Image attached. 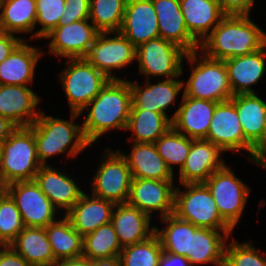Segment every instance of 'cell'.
Here are the masks:
<instances>
[{"label": "cell", "instance_id": "d6a6232c", "mask_svg": "<svg viewBox=\"0 0 266 266\" xmlns=\"http://www.w3.org/2000/svg\"><path fill=\"white\" fill-rule=\"evenodd\" d=\"M45 232L56 261L82 256L83 236L65 216L62 220L48 224Z\"/></svg>", "mask_w": 266, "mask_h": 266}, {"label": "cell", "instance_id": "74e56055", "mask_svg": "<svg viewBox=\"0 0 266 266\" xmlns=\"http://www.w3.org/2000/svg\"><path fill=\"white\" fill-rule=\"evenodd\" d=\"M192 142V138L171 127L154 144L159 155L174 173L172 165H179V171L181 170L190 152Z\"/></svg>", "mask_w": 266, "mask_h": 266}, {"label": "cell", "instance_id": "30bf717a", "mask_svg": "<svg viewBox=\"0 0 266 266\" xmlns=\"http://www.w3.org/2000/svg\"><path fill=\"white\" fill-rule=\"evenodd\" d=\"M187 52L180 46L161 37L141 43L136 47L140 72L147 76L178 78L183 73L182 61Z\"/></svg>", "mask_w": 266, "mask_h": 266}, {"label": "cell", "instance_id": "1f68e13d", "mask_svg": "<svg viewBox=\"0 0 266 266\" xmlns=\"http://www.w3.org/2000/svg\"><path fill=\"white\" fill-rule=\"evenodd\" d=\"M171 127L172 118L160 112L131 109L126 130L133 132V143H155Z\"/></svg>", "mask_w": 266, "mask_h": 266}, {"label": "cell", "instance_id": "603a6c76", "mask_svg": "<svg viewBox=\"0 0 266 266\" xmlns=\"http://www.w3.org/2000/svg\"><path fill=\"white\" fill-rule=\"evenodd\" d=\"M158 19L160 37L170 41L187 53L199 49V44L187 30L179 0H152Z\"/></svg>", "mask_w": 266, "mask_h": 266}, {"label": "cell", "instance_id": "db71d44e", "mask_svg": "<svg viewBox=\"0 0 266 266\" xmlns=\"http://www.w3.org/2000/svg\"><path fill=\"white\" fill-rule=\"evenodd\" d=\"M5 0H0V9L2 10V7L4 5Z\"/></svg>", "mask_w": 266, "mask_h": 266}, {"label": "cell", "instance_id": "7dc6e473", "mask_svg": "<svg viewBox=\"0 0 266 266\" xmlns=\"http://www.w3.org/2000/svg\"><path fill=\"white\" fill-rule=\"evenodd\" d=\"M248 157L252 159L253 163L266 168V128L262 138L253 147L251 155Z\"/></svg>", "mask_w": 266, "mask_h": 266}, {"label": "cell", "instance_id": "5b68a950", "mask_svg": "<svg viewBox=\"0 0 266 266\" xmlns=\"http://www.w3.org/2000/svg\"><path fill=\"white\" fill-rule=\"evenodd\" d=\"M197 53L198 50L192 51L185 57L192 71L188 81L186 83L183 81V85L186 84L183 88V95L214 102L230 100L233 92L224 61L209 58L203 53L200 54L199 61Z\"/></svg>", "mask_w": 266, "mask_h": 266}, {"label": "cell", "instance_id": "7a4b0ae2", "mask_svg": "<svg viewBox=\"0 0 266 266\" xmlns=\"http://www.w3.org/2000/svg\"><path fill=\"white\" fill-rule=\"evenodd\" d=\"M250 15H226L199 45L204 55L225 61L261 49L266 44V33Z\"/></svg>", "mask_w": 266, "mask_h": 266}, {"label": "cell", "instance_id": "d4e9b609", "mask_svg": "<svg viewBox=\"0 0 266 266\" xmlns=\"http://www.w3.org/2000/svg\"><path fill=\"white\" fill-rule=\"evenodd\" d=\"M150 220L147 214L128 203L116 204L111 224L115 228L121 247L143 242L152 236L155 226L151 227Z\"/></svg>", "mask_w": 266, "mask_h": 266}, {"label": "cell", "instance_id": "484cf974", "mask_svg": "<svg viewBox=\"0 0 266 266\" xmlns=\"http://www.w3.org/2000/svg\"><path fill=\"white\" fill-rule=\"evenodd\" d=\"M230 100L236 107L244 133V150L251 155L266 128V102L255 93L235 95Z\"/></svg>", "mask_w": 266, "mask_h": 266}, {"label": "cell", "instance_id": "b9f144b4", "mask_svg": "<svg viewBox=\"0 0 266 266\" xmlns=\"http://www.w3.org/2000/svg\"><path fill=\"white\" fill-rule=\"evenodd\" d=\"M64 8L65 0H36V24L41 29L35 32V38H44L60 25Z\"/></svg>", "mask_w": 266, "mask_h": 266}, {"label": "cell", "instance_id": "f35d334b", "mask_svg": "<svg viewBox=\"0 0 266 266\" xmlns=\"http://www.w3.org/2000/svg\"><path fill=\"white\" fill-rule=\"evenodd\" d=\"M163 249L158 236L154 233L147 240L122 248V266H158Z\"/></svg>", "mask_w": 266, "mask_h": 266}, {"label": "cell", "instance_id": "8992f818", "mask_svg": "<svg viewBox=\"0 0 266 266\" xmlns=\"http://www.w3.org/2000/svg\"><path fill=\"white\" fill-rule=\"evenodd\" d=\"M186 191L175 187L174 212L180 220L196 227L233 230L220 216L212 194L205 183L183 184Z\"/></svg>", "mask_w": 266, "mask_h": 266}, {"label": "cell", "instance_id": "5bb4252c", "mask_svg": "<svg viewBox=\"0 0 266 266\" xmlns=\"http://www.w3.org/2000/svg\"><path fill=\"white\" fill-rule=\"evenodd\" d=\"M99 31L89 19L59 25L44 37L51 39L48 44L50 53L67 57V59L82 58L89 45L95 41Z\"/></svg>", "mask_w": 266, "mask_h": 266}, {"label": "cell", "instance_id": "277c9868", "mask_svg": "<svg viewBox=\"0 0 266 266\" xmlns=\"http://www.w3.org/2000/svg\"><path fill=\"white\" fill-rule=\"evenodd\" d=\"M41 166L33 127H17L1 144L3 182L32 181Z\"/></svg>", "mask_w": 266, "mask_h": 266}, {"label": "cell", "instance_id": "d590c367", "mask_svg": "<svg viewBox=\"0 0 266 266\" xmlns=\"http://www.w3.org/2000/svg\"><path fill=\"white\" fill-rule=\"evenodd\" d=\"M122 247L111 224L100 226L83 237L82 256L92 260L119 256Z\"/></svg>", "mask_w": 266, "mask_h": 266}, {"label": "cell", "instance_id": "7402d4cb", "mask_svg": "<svg viewBox=\"0 0 266 266\" xmlns=\"http://www.w3.org/2000/svg\"><path fill=\"white\" fill-rule=\"evenodd\" d=\"M35 183L48 197L56 209H64L66 214L84 193L73 178L56 168L42 165L34 177Z\"/></svg>", "mask_w": 266, "mask_h": 266}, {"label": "cell", "instance_id": "60d3db41", "mask_svg": "<svg viewBox=\"0 0 266 266\" xmlns=\"http://www.w3.org/2000/svg\"><path fill=\"white\" fill-rule=\"evenodd\" d=\"M226 244L224 266H266V257L252 245V242Z\"/></svg>", "mask_w": 266, "mask_h": 266}, {"label": "cell", "instance_id": "83f0119b", "mask_svg": "<svg viewBox=\"0 0 266 266\" xmlns=\"http://www.w3.org/2000/svg\"><path fill=\"white\" fill-rule=\"evenodd\" d=\"M42 55L40 49L30 46L27 40H23L0 63V85L27 86L28 83H33L35 67Z\"/></svg>", "mask_w": 266, "mask_h": 266}, {"label": "cell", "instance_id": "bcb514c9", "mask_svg": "<svg viewBox=\"0 0 266 266\" xmlns=\"http://www.w3.org/2000/svg\"><path fill=\"white\" fill-rule=\"evenodd\" d=\"M24 40L11 33L0 31V63Z\"/></svg>", "mask_w": 266, "mask_h": 266}, {"label": "cell", "instance_id": "f907efd6", "mask_svg": "<svg viewBox=\"0 0 266 266\" xmlns=\"http://www.w3.org/2000/svg\"><path fill=\"white\" fill-rule=\"evenodd\" d=\"M55 266H91V260L81 256L77 258L59 260L56 262Z\"/></svg>", "mask_w": 266, "mask_h": 266}, {"label": "cell", "instance_id": "f546056e", "mask_svg": "<svg viewBox=\"0 0 266 266\" xmlns=\"http://www.w3.org/2000/svg\"><path fill=\"white\" fill-rule=\"evenodd\" d=\"M231 232L233 230L198 227L191 233V254L187 258L191 265L213 263L216 266H224L226 240Z\"/></svg>", "mask_w": 266, "mask_h": 266}, {"label": "cell", "instance_id": "7c38bea8", "mask_svg": "<svg viewBox=\"0 0 266 266\" xmlns=\"http://www.w3.org/2000/svg\"><path fill=\"white\" fill-rule=\"evenodd\" d=\"M6 192L14 200L25 227L45 228L56 221L57 209L34 180L10 183Z\"/></svg>", "mask_w": 266, "mask_h": 266}, {"label": "cell", "instance_id": "ffe728a7", "mask_svg": "<svg viewBox=\"0 0 266 266\" xmlns=\"http://www.w3.org/2000/svg\"><path fill=\"white\" fill-rule=\"evenodd\" d=\"M266 44L250 54L232 57L224 61L233 96L254 94L253 84L266 73Z\"/></svg>", "mask_w": 266, "mask_h": 266}, {"label": "cell", "instance_id": "ac0fdd59", "mask_svg": "<svg viewBox=\"0 0 266 266\" xmlns=\"http://www.w3.org/2000/svg\"><path fill=\"white\" fill-rule=\"evenodd\" d=\"M205 139L219 146L224 152L244 150V133L236 107L231 100L217 103Z\"/></svg>", "mask_w": 266, "mask_h": 266}, {"label": "cell", "instance_id": "9c48e42d", "mask_svg": "<svg viewBox=\"0 0 266 266\" xmlns=\"http://www.w3.org/2000/svg\"><path fill=\"white\" fill-rule=\"evenodd\" d=\"M92 180V195L116 204L127 203L131 187V171L122 154L110 148Z\"/></svg>", "mask_w": 266, "mask_h": 266}, {"label": "cell", "instance_id": "d6986e66", "mask_svg": "<svg viewBox=\"0 0 266 266\" xmlns=\"http://www.w3.org/2000/svg\"><path fill=\"white\" fill-rule=\"evenodd\" d=\"M39 102V96L29 86L0 85V115L17 127H28L35 122L40 115L35 110Z\"/></svg>", "mask_w": 266, "mask_h": 266}, {"label": "cell", "instance_id": "11a10c76", "mask_svg": "<svg viewBox=\"0 0 266 266\" xmlns=\"http://www.w3.org/2000/svg\"><path fill=\"white\" fill-rule=\"evenodd\" d=\"M0 177H1V144H0Z\"/></svg>", "mask_w": 266, "mask_h": 266}, {"label": "cell", "instance_id": "836d02e7", "mask_svg": "<svg viewBox=\"0 0 266 266\" xmlns=\"http://www.w3.org/2000/svg\"><path fill=\"white\" fill-rule=\"evenodd\" d=\"M36 17V0H5L0 13V31L11 34L31 32L32 40L35 38Z\"/></svg>", "mask_w": 266, "mask_h": 266}, {"label": "cell", "instance_id": "6da1fadb", "mask_svg": "<svg viewBox=\"0 0 266 266\" xmlns=\"http://www.w3.org/2000/svg\"><path fill=\"white\" fill-rule=\"evenodd\" d=\"M131 105L132 93L129 80H109L98 95L79 113L86 110L88 112L82 124L85 139L92 144L110 130H126Z\"/></svg>", "mask_w": 266, "mask_h": 266}, {"label": "cell", "instance_id": "f1b7e54d", "mask_svg": "<svg viewBox=\"0 0 266 266\" xmlns=\"http://www.w3.org/2000/svg\"><path fill=\"white\" fill-rule=\"evenodd\" d=\"M118 151L126 159L132 178L174 180V173L159 155L154 143H134L130 155Z\"/></svg>", "mask_w": 266, "mask_h": 266}, {"label": "cell", "instance_id": "681fc988", "mask_svg": "<svg viewBox=\"0 0 266 266\" xmlns=\"http://www.w3.org/2000/svg\"><path fill=\"white\" fill-rule=\"evenodd\" d=\"M17 128L7 117L0 115V144Z\"/></svg>", "mask_w": 266, "mask_h": 266}, {"label": "cell", "instance_id": "8fae6325", "mask_svg": "<svg viewBox=\"0 0 266 266\" xmlns=\"http://www.w3.org/2000/svg\"><path fill=\"white\" fill-rule=\"evenodd\" d=\"M110 34H113V37L107 36ZM82 59L92 64L110 80L121 79L112 75V70L127 67L134 62L136 47L119 31L99 32Z\"/></svg>", "mask_w": 266, "mask_h": 266}, {"label": "cell", "instance_id": "4dcf8cb0", "mask_svg": "<svg viewBox=\"0 0 266 266\" xmlns=\"http://www.w3.org/2000/svg\"><path fill=\"white\" fill-rule=\"evenodd\" d=\"M9 246L32 266H55L45 228L24 227Z\"/></svg>", "mask_w": 266, "mask_h": 266}, {"label": "cell", "instance_id": "cb8c5ba5", "mask_svg": "<svg viewBox=\"0 0 266 266\" xmlns=\"http://www.w3.org/2000/svg\"><path fill=\"white\" fill-rule=\"evenodd\" d=\"M115 204L83 193L74 206L64 215L83 237L100 226L109 224Z\"/></svg>", "mask_w": 266, "mask_h": 266}, {"label": "cell", "instance_id": "ba28073f", "mask_svg": "<svg viewBox=\"0 0 266 266\" xmlns=\"http://www.w3.org/2000/svg\"><path fill=\"white\" fill-rule=\"evenodd\" d=\"M205 184L214 198L221 218L234 230L246 206L249 187L226 165L216 170Z\"/></svg>", "mask_w": 266, "mask_h": 266}, {"label": "cell", "instance_id": "e0dca14e", "mask_svg": "<svg viewBox=\"0 0 266 266\" xmlns=\"http://www.w3.org/2000/svg\"><path fill=\"white\" fill-rule=\"evenodd\" d=\"M119 32L135 47L160 37L158 19L152 0H127Z\"/></svg>", "mask_w": 266, "mask_h": 266}, {"label": "cell", "instance_id": "3957f363", "mask_svg": "<svg viewBox=\"0 0 266 266\" xmlns=\"http://www.w3.org/2000/svg\"><path fill=\"white\" fill-rule=\"evenodd\" d=\"M79 116V113L71 112L70 121H65L40 112L31 126L35 136L37 157L41 165H47L48 158L55 154H63L69 146L71 147L66 153L69 157H75L91 145L84 137L82 125L73 123Z\"/></svg>", "mask_w": 266, "mask_h": 266}, {"label": "cell", "instance_id": "f6af8a7d", "mask_svg": "<svg viewBox=\"0 0 266 266\" xmlns=\"http://www.w3.org/2000/svg\"><path fill=\"white\" fill-rule=\"evenodd\" d=\"M0 266H32L9 245L0 246Z\"/></svg>", "mask_w": 266, "mask_h": 266}, {"label": "cell", "instance_id": "52a82bcc", "mask_svg": "<svg viewBox=\"0 0 266 266\" xmlns=\"http://www.w3.org/2000/svg\"><path fill=\"white\" fill-rule=\"evenodd\" d=\"M65 65L67 68L61 72L59 81L64 87L71 112L80 113L110 79L82 58L68 59Z\"/></svg>", "mask_w": 266, "mask_h": 266}, {"label": "cell", "instance_id": "2e32d148", "mask_svg": "<svg viewBox=\"0 0 266 266\" xmlns=\"http://www.w3.org/2000/svg\"><path fill=\"white\" fill-rule=\"evenodd\" d=\"M218 102L182 95L180 107L172 118V127L192 139H205Z\"/></svg>", "mask_w": 266, "mask_h": 266}, {"label": "cell", "instance_id": "8d00e7d4", "mask_svg": "<svg viewBox=\"0 0 266 266\" xmlns=\"http://www.w3.org/2000/svg\"><path fill=\"white\" fill-rule=\"evenodd\" d=\"M127 0H90L89 20L99 32H118Z\"/></svg>", "mask_w": 266, "mask_h": 266}, {"label": "cell", "instance_id": "4fadbf2b", "mask_svg": "<svg viewBox=\"0 0 266 266\" xmlns=\"http://www.w3.org/2000/svg\"><path fill=\"white\" fill-rule=\"evenodd\" d=\"M174 180L132 178L128 204L136 207L151 218L152 212L160 217L174 212Z\"/></svg>", "mask_w": 266, "mask_h": 266}, {"label": "cell", "instance_id": "816d5d0a", "mask_svg": "<svg viewBox=\"0 0 266 266\" xmlns=\"http://www.w3.org/2000/svg\"><path fill=\"white\" fill-rule=\"evenodd\" d=\"M91 266H122L119 256L110 258L95 259L91 261Z\"/></svg>", "mask_w": 266, "mask_h": 266}, {"label": "cell", "instance_id": "4316f807", "mask_svg": "<svg viewBox=\"0 0 266 266\" xmlns=\"http://www.w3.org/2000/svg\"><path fill=\"white\" fill-rule=\"evenodd\" d=\"M179 3L187 30L199 45L226 16L218 0H179Z\"/></svg>", "mask_w": 266, "mask_h": 266}, {"label": "cell", "instance_id": "c3c4849f", "mask_svg": "<svg viewBox=\"0 0 266 266\" xmlns=\"http://www.w3.org/2000/svg\"><path fill=\"white\" fill-rule=\"evenodd\" d=\"M158 266H192L190 261L181 255L162 251Z\"/></svg>", "mask_w": 266, "mask_h": 266}, {"label": "cell", "instance_id": "7bdbcfd3", "mask_svg": "<svg viewBox=\"0 0 266 266\" xmlns=\"http://www.w3.org/2000/svg\"><path fill=\"white\" fill-rule=\"evenodd\" d=\"M90 0H65V8L60 25H68L79 20L89 19Z\"/></svg>", "mask_w": 266, "mask_h": 266}, {"label": "cell", "instance_id": "ab89813d", "mask_svg": "<svg viewBox=\"0 0 266 266\" xmlns=\"http://www.w3.org/2000/svg\"><path fill=\"white\" fill-rule=\"evenodd\" d=\"M24 227L14 200L5 192L0 198V245H9Z\"/></svg>", "mask_w": 266, "mask_h": 266}, {"label": "cell", "instance_id": "9a60e30c", "mask_svg": "<svg viewBox=\"0 0 266 266\" xmlns=\"http://www.w3.org/2000/svg\"><path fill=\"white\" fill-rule=\"evenodd\" d=\"M222 152L219 146L206 139H193L190 152L179 171V183H205L216 170L225 166L220 157Z\"/></svg>", "mask_w": 266, "mask_h": 266}, {"label": "cell", "instance_id": "f5cc1de1", "mask_svg": "<svg viewBox=\"0 0 266 266\" xmlns=\"http://www.w3.org/2000/svg\"><path fill=\"white\" fill-rule=\"evenodd\" d=\"M6 192V184L3 182L2 178L0 177V198Z\"/></svg>", "mask_w": 266, "mask_h": 266}, {"label": "cell", "instance_id": "44dd1931", "mask_svg": "<svg viewBox=\"0 0 266 266\" xmlns=\"http://www.w3.org/2000/svg\"><path fill=\"white\" fill-rule=\"evenodd\" d=\"M129 85L132 93L131 109L156 111L165 116L167 108L174 103L184 87L183 82L177 78H166L157 84H152L150 79H147L145 87H141L138 81H129Z\"/></svg>", "mask_w": 266, "mask_h": 266}, {"label": "cell", "instance_id": "ee69618b", "mask_svg": "<svg viewBox=\"0 0 266 266\" xmlns=\"http://www.w3.org/2000/svg\"><path fill=\"white\" fill-rule=\"evenodd\" d=\"M226 15H250L254 0H218Z\"/></svg>", "mask_w": 266, "mask_h": 266}, {"label": "cell", "instance_id": "e575fe53", "mask_svg": "<svg viewBox=\"0 0 266 266\" xmlns=\"http://www.w3.org/2000/svg\"><path fill=\"white\" fill-rule=\"evenodd\" d=\"M166 226L162 230L155 227L164 251L188 258L191 254V233L198 228L190 222L177 218L174 214L161 218Z\"/></svg>", "mask_w": 266, "mask_h": 266}]
</instances>
